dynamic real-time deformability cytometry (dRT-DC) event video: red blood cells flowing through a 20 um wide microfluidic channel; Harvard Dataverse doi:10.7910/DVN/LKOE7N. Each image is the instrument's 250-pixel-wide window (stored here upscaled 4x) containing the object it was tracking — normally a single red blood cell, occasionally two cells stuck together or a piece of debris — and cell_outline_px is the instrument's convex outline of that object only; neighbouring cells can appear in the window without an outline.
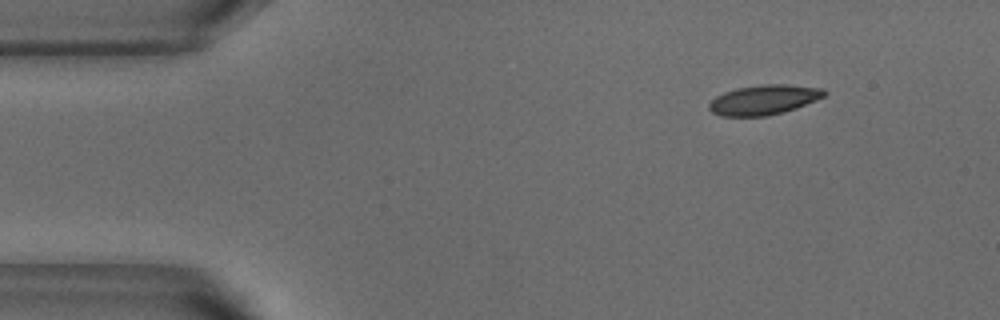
{"species": "common noctule bat (a hibernating species)", "species_latin": "Nyctalus noctula", "temperature_condition": "warm", "stored_images_in_passage": 47, "camera_frame_rate_fps": 3000, "um_per_image_px": 0.085, "animal": {"sex": "male", "body_mass_g": 18.8}, "frame": {"image": 1, "passage_image": 1, "time_ms": 0.0, "image_size_px": [1000, 320], "cell_outline_px": [[828, 92], [824, 96], [816, 100], [796, 108], [784, 112], [768, 116], [720, 116], [712, 112], [708, 108], [708, 104], [716, 96], [724, 92], [736, 88], [764, 84], [788, 84], [824, 88]], "centroid_in_image_um": [64.94, 8.48], "position_along_channel_um": 20.1, "area_um2": 20.17}}
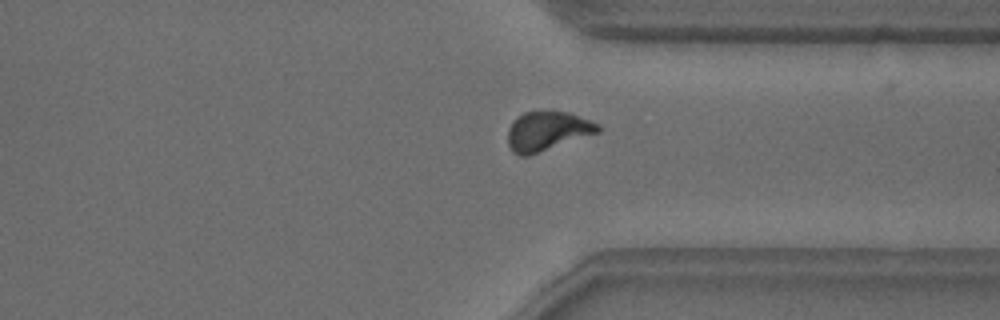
{"frame": {"image": 2, "passage_image": 34, "time_ms": 11.0, "image_size_px": [1000, 320], "cell_outline_px": [[600, 132], [528, 156], [520, 156], [512, 152], [508, 144], [508, 128], [512, 120], [524, 112], [568, 112], [600, 124]], "centroid_in_image_um": [46.5, 11.16], "position_along_channel_um": 364.9, "area_um2": 20.58}}
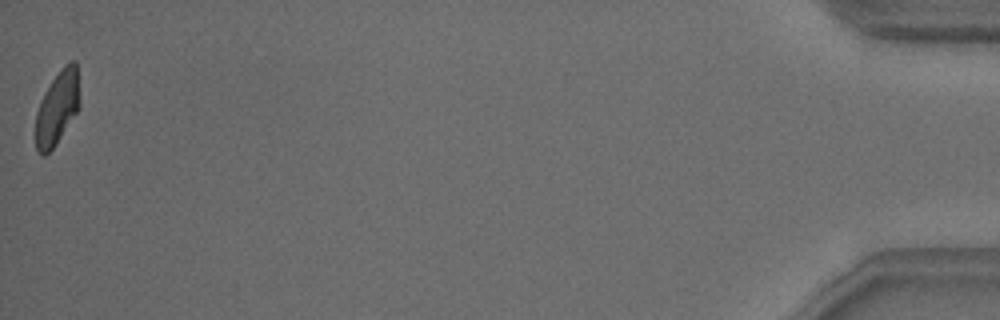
{"frame": {"image": 3, "passage_image": 47, "time_ms": 15.333, "image_size_px": [1000, 320], "cell_outline_px": [[80, 108], [56, 144], [44, 156], [40, 156], [36, 152], [36, 112], [40, 100], [44, 92], [60, 68], [64, 64], [72, 60], [76, 60], [80, 96]], "centroid_in_image_um": [4.88, 9.15], "position_along_channel_um": 430.3, "area_um2": 19.25}, "authors_computed_cell_mechanics": {"area_um2": 20.4034, "velocity_mm_per_s": 3.8201, "shape_relaxation_time_tau1_ms": 9.7399, "shape_relaxation_time_tau2_ms": 1.8958, "deformation_change_tau1": 0.2281, "deformation_change_tau2": 0.0849}}